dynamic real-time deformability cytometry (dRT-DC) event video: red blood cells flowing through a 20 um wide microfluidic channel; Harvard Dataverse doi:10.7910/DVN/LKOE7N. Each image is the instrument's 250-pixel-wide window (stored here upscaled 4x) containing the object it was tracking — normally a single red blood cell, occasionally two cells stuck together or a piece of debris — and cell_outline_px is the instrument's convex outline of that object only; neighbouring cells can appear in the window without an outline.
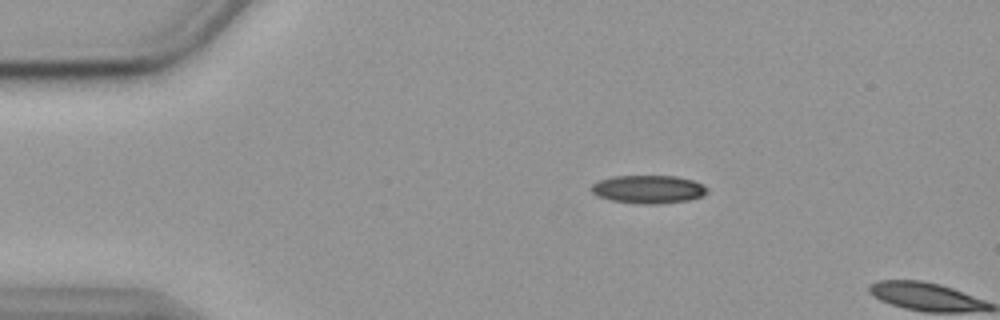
{"species": "common noctule bat (a hibernating species)", "species_latin": "Nyctalus noctula", "temperature_condition": "cold", "stored_images_in_passage": 3, "camera_frame_rate_fps": 3000, "um_per_image_px": 0.085, "animal": {"sex": "female", "body_mass_g": 19.9}, "frame": {"image": 1, "passage_image": 1, "time_ms": 0.0, "image_size_px": [1000, 320], "cell_outline_px": [[708, 192], [704, 196], [688, 200], [660, 204], [640, 204], [612, 200], [596, 196], [592, 192], [592, 184], [600, 180], [612, 176], [676, 176], [692, 180], [704, 184], [708, 188]], "centroid_in_image_um": [55.15, 16.09], "position_along_channel_um": 29.9, "area_um2": 19.13}}